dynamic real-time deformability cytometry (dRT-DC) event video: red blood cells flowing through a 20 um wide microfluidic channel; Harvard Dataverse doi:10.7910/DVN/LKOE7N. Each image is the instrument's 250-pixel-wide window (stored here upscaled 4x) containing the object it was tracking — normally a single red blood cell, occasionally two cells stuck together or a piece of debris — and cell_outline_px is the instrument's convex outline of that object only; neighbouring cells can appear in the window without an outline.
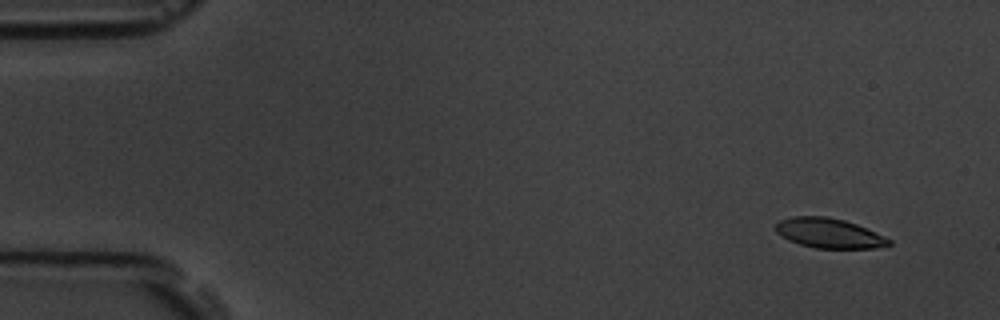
{"species": "common noctule bat (a hibernating species)", "species_latin": "Nyctalus noctula", "temperature_condition": "room temperature", "stored_images_in_passage": 6, "camera_frame_rate_fps": 3000, "um_per_image_px": 0.085, "animal": {"sex": "male", "body_mass_g": 19.5, "forearm_length_mm": 54.6}, "frame": {"image": 1, "passage_image": 2, "time_ms": 1.333, "image_size_px": [1000, 320], "cell_outline_px": [[892, 244], [876, 248], [816, 248], [800, 244], [788, 240], [776, 232], [776, 224], [780, 220], [792, 216], [828, 216], [844, 220], [856, 224], [884, 236], [892, 240]], "centroid_in_image_um": [70.47, 19.81], "position_along_channel_um": 14.5, "area_um2": 19.59}}
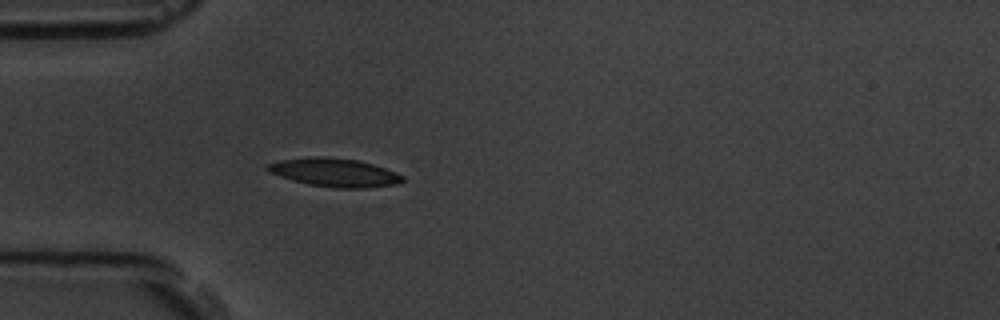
{"frame": {"image": 2, "passage_image": 6, "time_ms": 5.667, "image_size_px": [1000, 320], "cell_outline_px": [[404, 180], [396, 184], [364, 188], [336, 188], [308, 184], [292, 180], [268, 172], [264, 168], [264, 164], [280, 160], [312, 156], [324, 156], [360, 160], [396, 172], [404, 176]], "centroid_in_image_um": [28.38, 14.65], "position_along_channel_um": 56.6, "area_um2": 22.54}}